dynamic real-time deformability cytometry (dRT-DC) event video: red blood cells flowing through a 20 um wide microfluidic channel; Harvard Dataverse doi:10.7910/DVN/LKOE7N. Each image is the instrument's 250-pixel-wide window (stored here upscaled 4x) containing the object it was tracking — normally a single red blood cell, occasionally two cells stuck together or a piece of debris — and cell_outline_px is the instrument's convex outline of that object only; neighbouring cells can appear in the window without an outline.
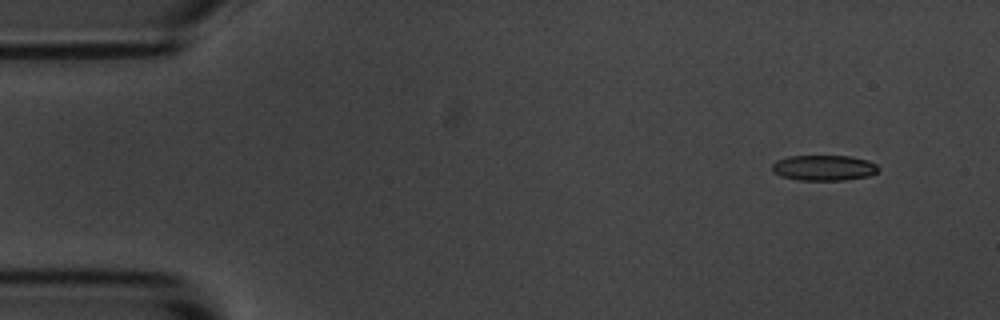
{"species": "common noctule bat (a hibernating species)", "species_latin": "Nyctalus noctula", "temperature_condition": "room temperature", "stored_images_in_passage": 4, "camera_frame_rate_fps": 3000, "um_per_image_px": 0.085, "animal": {"sex": "male", "body_mass_g": 20.1, "forearm_length_mm": 53.5}, "frame": {"image": 1, "passage_image": 1, "time_ms": 0.0, "image_size_px": [1000, 320], "cell_outline_px": [[880, 168], [876, 172], [868, 176], [844, 180], [796, 180], [780, 176], [772, 172], [772, 164], [776, 160], [788, 156], [852, 156], [868, 160], [876, 164]], "centroid_in_image_um": [70.0, 14.26], "position_along_channel_um": 15.0, "area_um2": 15.95}}
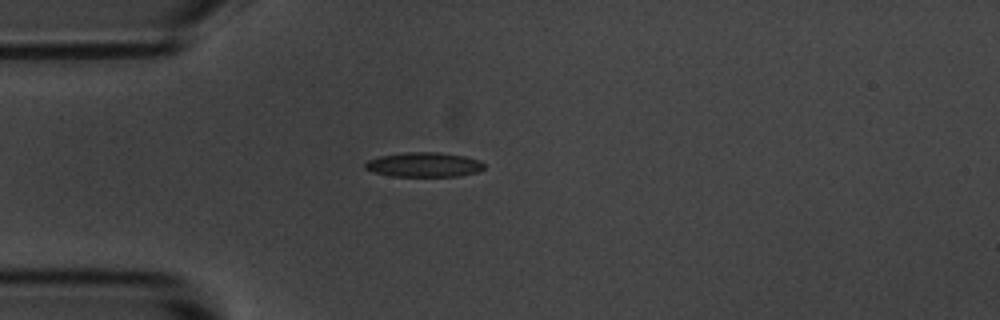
{"frame": {"image": 2, "passage_image": 4, "time_ms": 3.333, "image_size_px": [1000, 320], "cell_outline_px": [[484, 168], [480, 172], [460, 176], [392, 176], [372, 172], [364, 168], [364, 164], [368, 160], [380, 156], [404, 152], [436, 152], [464, 156], [480, 160], [484, 164]], "centroid_in_image_um": [36.04, 14.0], "position_along_channel_um": 49.0, "area_um2": 17.17}}